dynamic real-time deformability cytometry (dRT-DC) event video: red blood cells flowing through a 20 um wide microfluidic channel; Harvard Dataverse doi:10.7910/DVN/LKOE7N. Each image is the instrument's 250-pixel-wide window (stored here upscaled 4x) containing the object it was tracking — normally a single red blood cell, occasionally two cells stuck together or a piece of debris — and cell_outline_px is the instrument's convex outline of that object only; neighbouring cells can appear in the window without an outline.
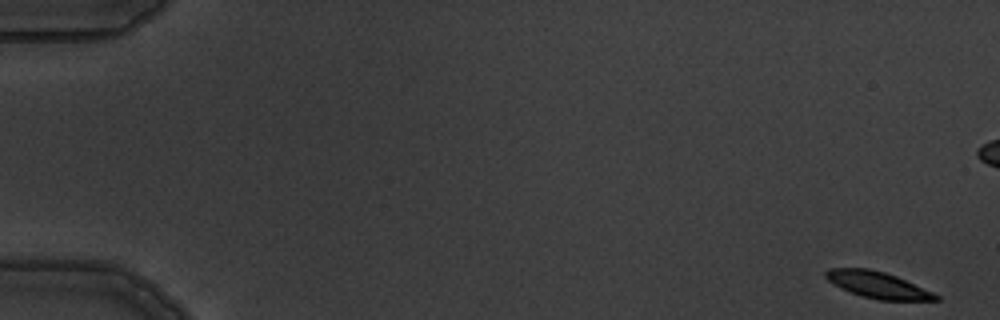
{"species": "common noctule bat (a hibernating species)", "species_latin": "Nyctalus noctula", "temperature_condition": "warm", "stored_images_in_passage": 8, "segment_of_instrument_passage": [1, 2], "camera_frame_rate_fps": 3000, "um_per_image_px": 0.085, "animal": {"sex": "male", "body_mass_g": 19.5, "forearm_length_mm": 54.6}, "frame": {"image": 1, "passage_image": 1, "time_ms": 0.0, "image_size_px": [1000, 320], "cell_outline_px": [[940, 300], [880, 300], [864, 296], [840, 288], [828, 280], [824, 276], [824, 272], [828, 268], [868, 268], [884, 272], [896, 276], [932, 292], [940, 296]], "centroid_in_image_um": [74.58, 24.2], "position_along_channel_um": 10.4, "area_um2": 16.7}}
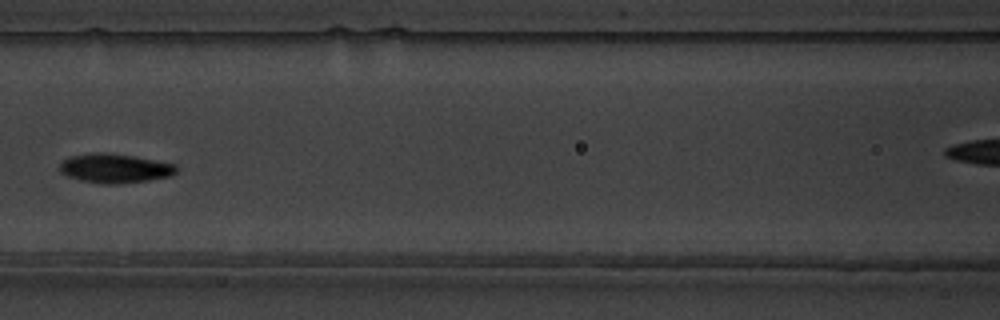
{"frame": {"image": 2, "passage_image": 7, "time_ms": 8.0, "image_size_px": [1000, 320], "cell_outline_px": [[180, 168], [172, 176], [148, 180], [116, 184], [100, 184], [80, 180], [68, 176], [60, 172], [60, 164], [68, 156], [92, 152], [100, 152], [132, 156], [176, 164]], "centroid_in_image_um": [9.76, 14.31], "position_along_channel_um": 156.8, "area_um2": 19.94}}